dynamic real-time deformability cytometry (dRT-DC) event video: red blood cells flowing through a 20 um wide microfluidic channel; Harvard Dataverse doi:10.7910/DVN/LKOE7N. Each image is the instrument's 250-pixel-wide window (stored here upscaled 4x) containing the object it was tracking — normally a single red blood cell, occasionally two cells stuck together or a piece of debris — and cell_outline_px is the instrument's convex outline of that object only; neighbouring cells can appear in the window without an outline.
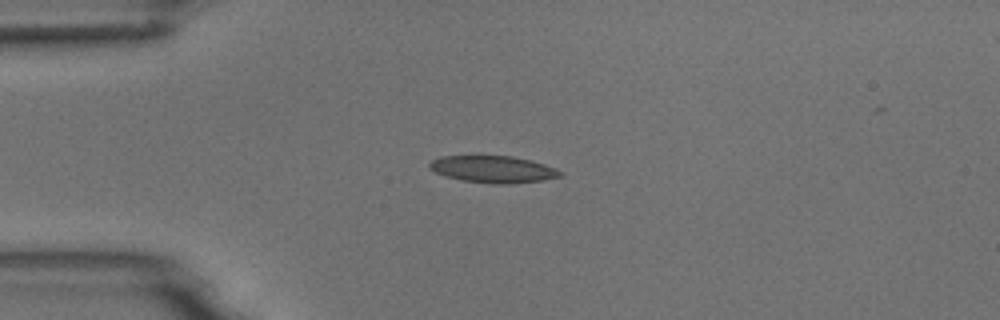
{"species": "common noctule bat (a hibernating species)", "species_latin": "Nyctalus noctula", "temperature_condition": "room temperature", "stored_images_in_passage": 42, "camera_frame_rate_fps": 3000, "um_per_image_px": 0.085, "animal": {"sex": "male", "body_mass_g": 18.8}, "frame": {"image": 1, "passage_image": 1, "time_ms": 0.0, "image_size_px": [1000, 320], "cell_outline_px": [[564, 176], [540, 180], [508, 184], [500, 184], [464, 180], [448, 176], [436, 172], [428, 168], [428, 164], [432, 160], [440, 156], [512, 156], [544, 164], [556, 168], [564, 172]], "centroid_in_image_um": [41.94, 14.38], "position_along_channel_um": 43.1, "area_um2": 20.23}}
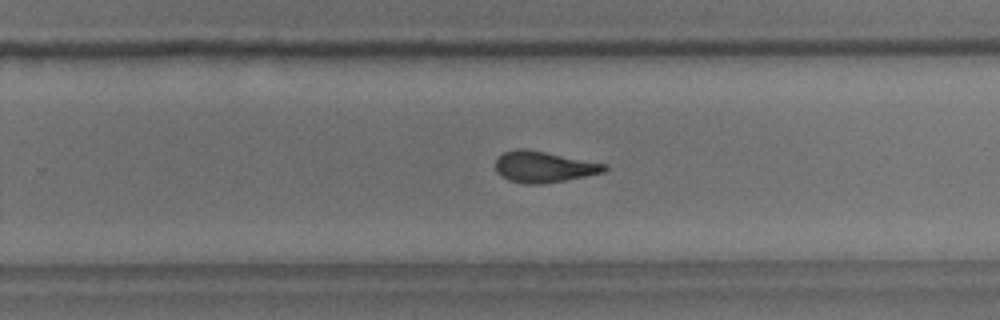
{"frame": {"image": 2, "passage_image": 22, "time_ms": 7.0, "image_size_px": [1000, 320], "cell_outline_px": [[608, 168], [604, 172], [544, 184], [524, 184], [508, 180], [500, 176], [496, 172], [496, 160], [504, 152], [516, 148], [524, 148], [608, 164]], "centroid_in_image_um": [46.2, 14.18], "position_along_channel_um": 283.6, "area_um2": 19.77}}
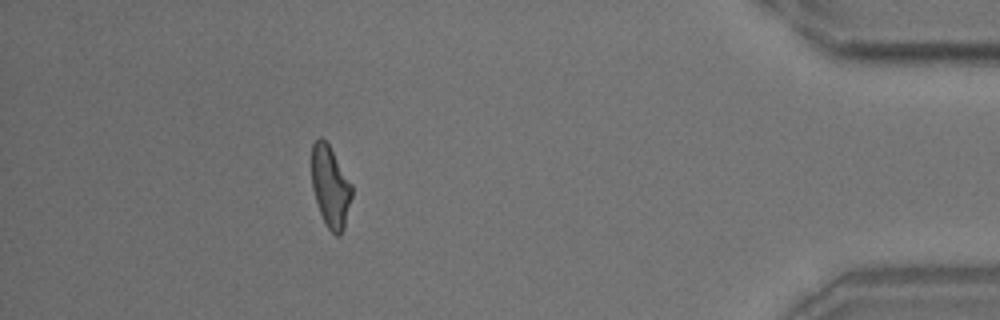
{"frame": {"image": 3, "passage_image": 36, "time_ms": 11.667, "image_size_px": [1000, 320], "cell_outline_px": [[352, 196], [344, 228], [340, 236], [336, 236], [328, 228], [320, 212], [312, 188], [312, 144], [320, 136], [328, 144], [352, 184]], "centroid_in_image_um": [28.09, 15.88], "position_along_channel_um": 407.1, "area_um2": 18.84}, "authors_computed_cell_mechanics": {"area_um2": 20.0566, "velocity_mm_per_s": 3.7235, "shape_relaxation_time_tau1_ms": 4.7668, "shape_relaxation_time_tau2_ms": 1.8837, "deformation_change_tau1": 0.1627, "deformation_change_tau2": 0.1034}}